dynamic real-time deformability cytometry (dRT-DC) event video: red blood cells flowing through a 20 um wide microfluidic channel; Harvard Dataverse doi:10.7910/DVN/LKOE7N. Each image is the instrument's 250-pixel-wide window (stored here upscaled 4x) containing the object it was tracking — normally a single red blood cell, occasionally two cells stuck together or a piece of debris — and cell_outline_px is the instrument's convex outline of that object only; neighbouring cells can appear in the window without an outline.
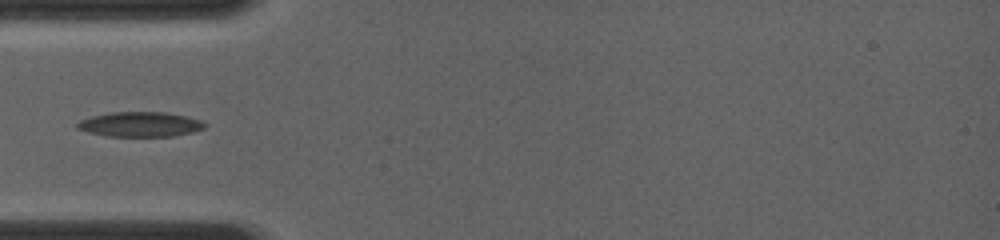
{"species": "common noctule bat (a hibernating species)", "species_latin": "Nyctalus noctula", "temperature_condition": "room temperature", "stored_images_in_passage": 3, "camera_frame_rate_fps": 4000, "um_per_image_px": 0.085, "animal": {"sex": "female", "body_mass_g": 19.0, "forearm_length_mm": 56.7}, "frame": {"image": 1, "passage_image": 1, "time_ms": 0.0, "image_size_px": [1000, 240], "cell_outline_px": [[208, 124], [204, 128], [192, 132], [172, 136], [104, 136], [88, 132], [76, 128], [76, 124], [80, 120], [92, 116], [112, 112], [164, 112], [184, 116], [200, 120]], "centroid_in_image_um": [11.89, 10.57], "position_along_channel_um": 73.1, "area_um2": 18.38}}
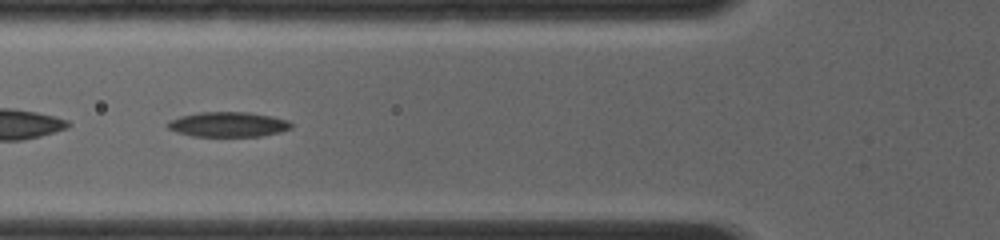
{"frame": {"image": 2, "passage_image": 2, "time_ms": 0.75, "image_size_px": [1000, 240], "cell_outline_px": [[292, 128], [280, 132], [264, 136], [192, 136], [176, 132], [168, 128], [168, 120], [180, 116], [200, 112], [248, 112], [272, 116], [288, 120], [292, 124]], "centroid_in_image_um": [19.41, 10.57], "position_along_channel_um": 106.4, "area_um2": 18.03}}